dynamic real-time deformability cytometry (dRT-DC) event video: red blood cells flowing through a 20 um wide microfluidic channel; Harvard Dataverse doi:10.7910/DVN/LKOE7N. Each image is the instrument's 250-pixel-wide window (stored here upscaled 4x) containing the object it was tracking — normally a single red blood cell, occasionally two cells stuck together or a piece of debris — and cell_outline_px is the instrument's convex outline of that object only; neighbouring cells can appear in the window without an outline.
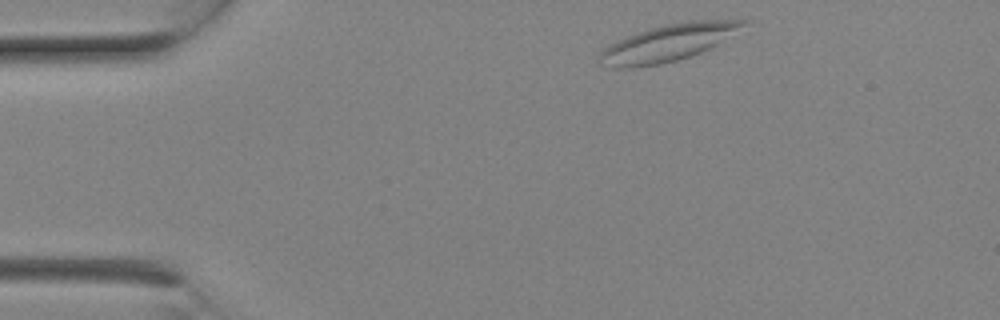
{"species": "Egyptian fruit bat (a non-hibernating species)", "species_latin": "Rousettus aegyptiacus", "temperature_condition": "room temperature", "stored_images_in_passage": 5, "camera_frame_rate_fps": 3000, "um_per_image_px": 0.085, "animal": {"sex": "female"}, "frame": {"image": 1, "passage_image": 1, "time_ms": 0.0, "image_size_px": [1000, 320], "cell_outline_px": [[752, 20], [716, 44], [700, 52], [676, 60], [660, 64], [632, 68], [616, 68], [600, 64], [596, 56], [604, 48], [628, 36], [652, 28], [668, 24], [692, 20]], "centroid_in_image_um": [56.72, 3.66], "position_along_channel_um": 28.3, "area_um2": 30.0}}